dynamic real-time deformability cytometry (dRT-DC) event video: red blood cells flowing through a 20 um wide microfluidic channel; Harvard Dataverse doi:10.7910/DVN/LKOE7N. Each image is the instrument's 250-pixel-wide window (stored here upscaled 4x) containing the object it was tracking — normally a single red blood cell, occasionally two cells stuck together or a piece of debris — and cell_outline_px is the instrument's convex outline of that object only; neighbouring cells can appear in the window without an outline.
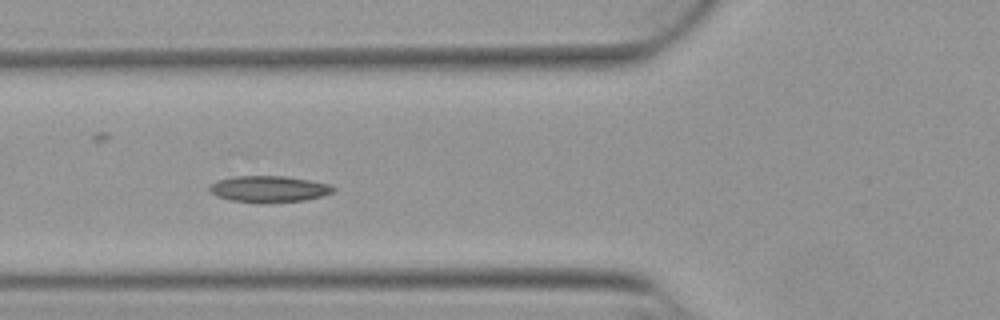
{"species": "Egyptian fruit bat (a non-hibernating species)", "species_latin": "Rousettus aegyptiacus", "temperature_condition": "warm", "stored_images_in_passage": 52, "camera_frame_rate_fps": 3000, "um_per_image_px": 0.085, "animal": {"sex": "female"}, "frame": {"image": 1, "passage_image": 18, "time_ms": 5.667, "image_size_px": [1000, 320], "cell_outline_px": [[336, 188], [332, 192], [320, 196], [304, 200], [260, 204], [232, 200], [216, 196], [208, 192], [208, 188], [216, 180], [232, 176], [284, 176], [308, 180], [328, 184]], "centroid_in_image_um": [22.78, 16.07], "position_along_channel_um": 103.0, "area_um2": 19.13}}
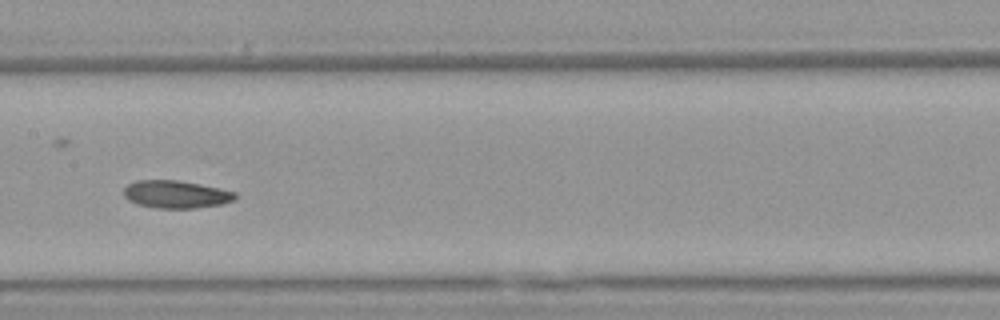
{"frame": {"image": 2, "passage_image": 25, "time_ms": 8.0, "image_size_px": [1000, 320], "cell_outline_px": [[236, 196], [232, 200], [224, 204], [196, 208], [156, 208], [136, 204], [128, 200], [124, 196], [124, 188], [128, 184], [136, 180], [176, 180], [236, 192]], "centroid_in_image_um": [14.91, 16.53], "position_along_channel_um": 192.5, "area_um2": 17.8}}
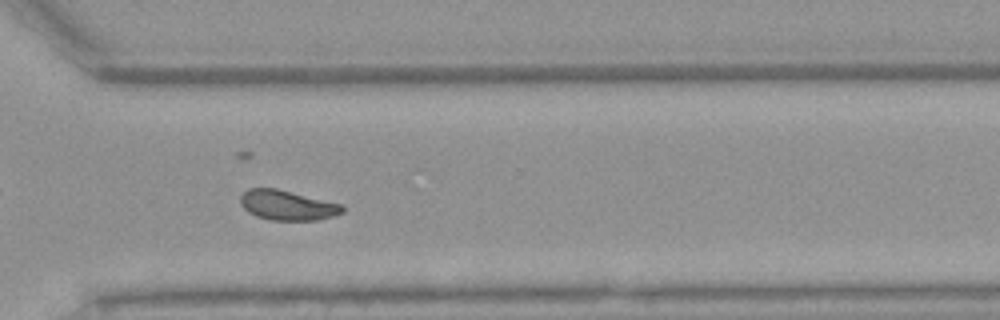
{"frame": {"image": 3, "passage_image": 37, "time_ms": 12.0, "image_size_px": [1000, 320], "cell_outline_px": [[344, 212], [320, 220], [268, 220], [256, 216], [248, 212], [240, 204], [240, 196], [248, 188], [276, 188], [340, 204], [344, 208]], "centroid_in_image_um": [24.38, 17.45], "position_along_channel_um": 346.2, "area_um2": 17.69}, "authors_computed_cell_mechanics": {"area_um2": 18.207, "velocity_mm_per_s": 3.8488, "shape_relaxation_time_tau1_ms": 5.6715, "shape_relaxation_time_tau2_ms": 5.6069, "deformation_change_tau1": 0.1447, "deformation_change_tau2": 0.1056}}